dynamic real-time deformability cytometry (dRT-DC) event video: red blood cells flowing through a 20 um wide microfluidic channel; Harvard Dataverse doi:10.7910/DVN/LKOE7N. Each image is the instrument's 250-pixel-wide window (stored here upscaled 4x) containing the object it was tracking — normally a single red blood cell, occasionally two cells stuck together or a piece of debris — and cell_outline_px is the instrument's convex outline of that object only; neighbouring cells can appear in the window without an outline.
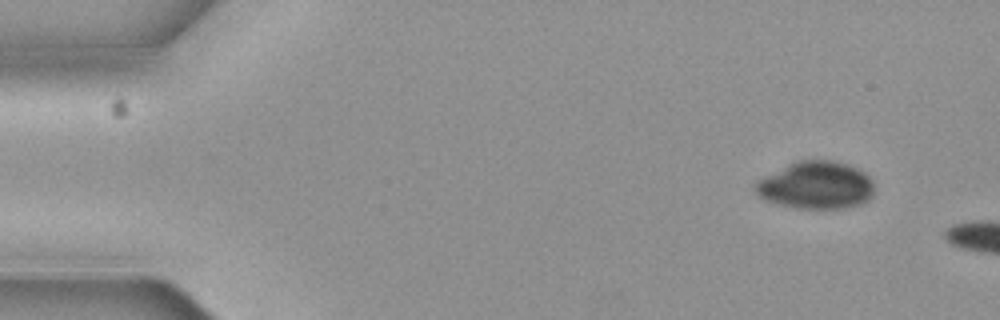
{"species": "common noctule bat (a hibernating species)", "species_latin": "Nyctalus noctula", "temperature_condition": "cold", "stored_images_in_passage": 3, "camera_frame_rate_fps": 3000, "um_per_image_px": 0.085, "animal": {"sex": "female", "body_mass_g": 19.3, "forearm_length_mm": 54.1}, "frame": {"image": 1, "passage_image": 1, "time_ms": 0.0, "image_size_px": [1000, 320], "cell_outline_px": [[872, 196], [868, 200], [860, 204], [844, 208], [796, 208], [764, 200], [756, 196], [752, 188], [756, 180], [796, 160], [836, 160], [860, 168], [872, 180]], "centroid_in_image_um": [69.32, 15.74], "position_along_channel_um": 15.7, "area_um2": 33.29}}